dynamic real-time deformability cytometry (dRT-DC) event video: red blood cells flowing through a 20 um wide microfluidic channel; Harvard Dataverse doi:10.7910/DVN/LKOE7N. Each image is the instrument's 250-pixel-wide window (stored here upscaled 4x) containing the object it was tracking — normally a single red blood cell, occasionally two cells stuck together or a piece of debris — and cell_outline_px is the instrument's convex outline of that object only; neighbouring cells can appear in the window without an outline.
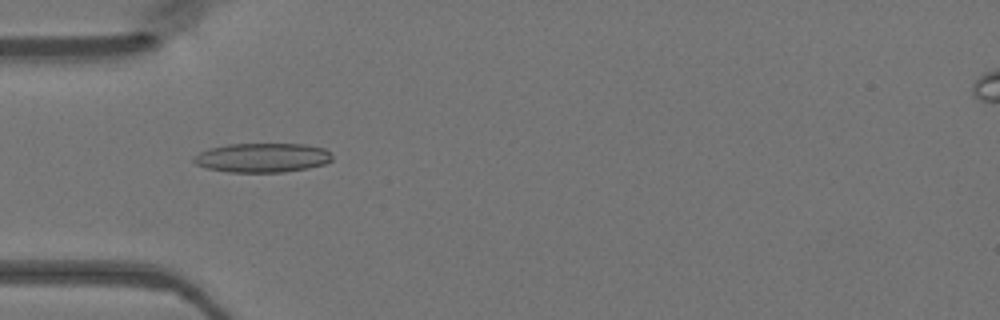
{"species": "Egyptian fruit bat (a non-hibernating species)", "species_latin": "Rousettus aegyptiacus", "temperature_condition": "warm", "stored_images_in_passage": 48, "camera_frame_rate_fps": 3000, "um_per_image_px": 0.085, "animal": {"sex": "female"}, "frame": {"image": 1, "passage_image": 15, "time_ms": 4.667, "image_size_px": [1000, 320], "cell_outline_px": [[332, 160], [324, 164], [308, 168], [284, 172], [228, 172], [208, 168], [196, 164], [192, 160], [192, 156], [208, 148], [228, 144], [304, 144], [324, 148], [332, 156]], "centroid_in_image_um": [22.27, 13.4], "position_along_channel_um": 62.7, "area_um2": 23.64}}
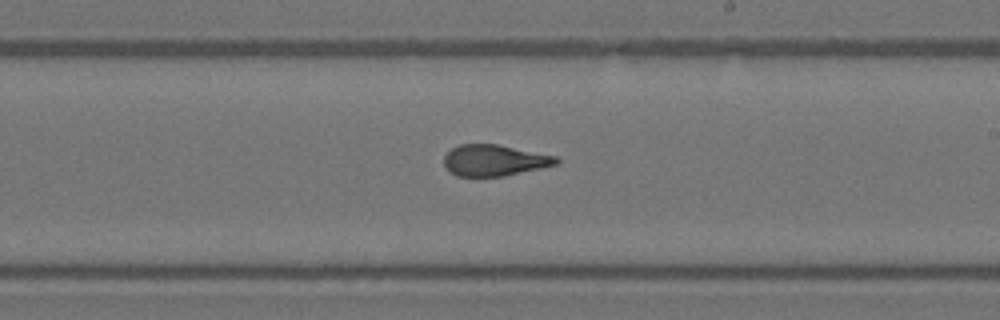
{"frame": {"image": 2, "passage_image": 28, "time_ms": 9.0, "image_size_px": [1000, 320], "cell_outline_px": [[560, 160], [556, 164], [540, 168], [504, 176], [456, 176], [444, 164], [444, 156], [452, 148], [460, 144], [496, 144], [556, 156]], "centroid_in_image_um": [42.01, 13.62], "position_along_channel_um": 247.0, "area_um2": 20.11}}
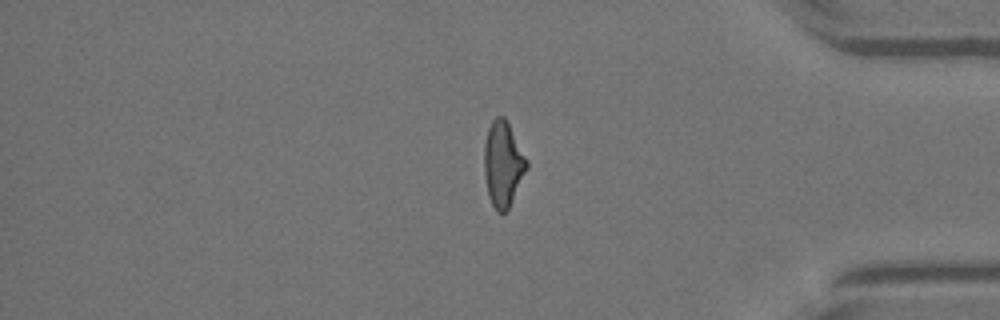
{"frame": {"image": 3, "passage_image": 40, "time_ms": 13.0, "image_size_px": [1000, 320], "cell_outline_px": [[528, 168], [508, 208], [504, 212], [496, 212], [488, 196], [484, 176], [484, 144], [488, 128], [492, 120], [496, 116], [504, 116], [528, 160]], "centroid_in_image_um": [42.74, 13.93], "position_along_channel_um": 392.5, "area_um2": 21.1}}